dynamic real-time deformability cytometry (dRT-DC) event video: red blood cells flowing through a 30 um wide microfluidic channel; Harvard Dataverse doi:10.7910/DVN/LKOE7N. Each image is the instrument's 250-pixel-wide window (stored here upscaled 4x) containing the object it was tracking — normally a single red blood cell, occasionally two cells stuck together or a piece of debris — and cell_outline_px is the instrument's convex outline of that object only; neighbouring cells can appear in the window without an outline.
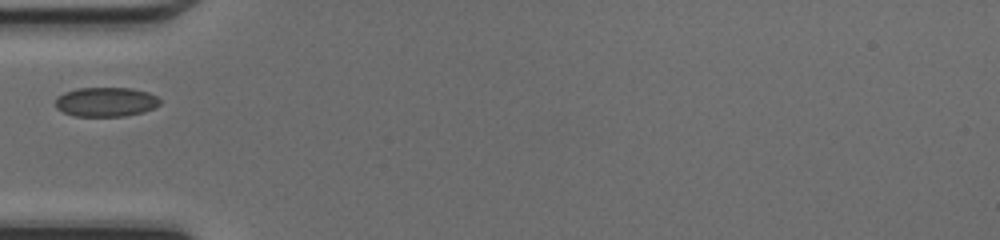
{"species": "common noctule bat (a hibernating species)", "species_latin": "Nyctalus noctula", "temperature_condition": "cold", "stored_images_in_passage": 33, "camera_frame_rate_fps": 3000, "um_per_image_px": 0.085, "animal": {"sex": "female", "body_mass_g": 17.0, "forearm_length_mm": 48.0}, "frame": {"image": 1, "passage_image": 1, "time_ms": 0.0, "image_size_px": [1000, 240], "cell_outline_px": [[160, 104], [144, 112], [124, 116], [76, 116], [64, 112], [56, 108], [56, 96], [64, 92], [76, 88], [132, 88], [148, 92], [156, 96], [160, 100]], "centroid_in_image_um": [8.99, 8.65], "position_along_channel_um": 76.0, "area_um2": 17.92}}